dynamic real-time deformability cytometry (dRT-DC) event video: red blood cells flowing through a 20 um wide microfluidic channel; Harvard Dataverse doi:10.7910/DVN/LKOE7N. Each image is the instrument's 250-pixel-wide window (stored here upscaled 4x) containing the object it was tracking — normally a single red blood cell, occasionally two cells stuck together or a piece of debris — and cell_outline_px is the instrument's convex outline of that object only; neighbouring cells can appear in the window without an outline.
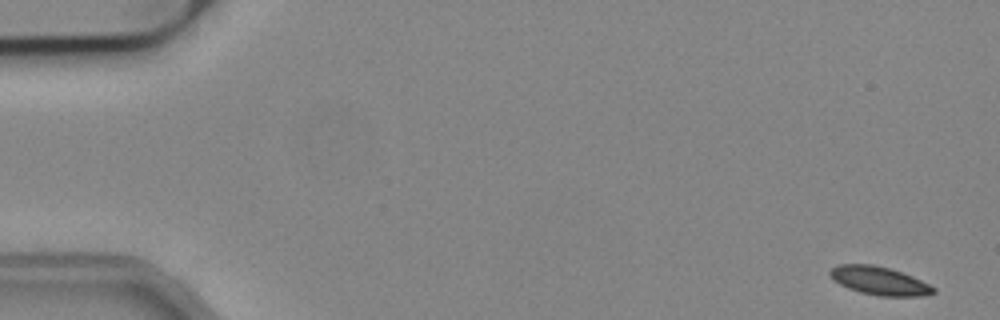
{"species": "common noctule bat (a hibernating species)", "species_latin": "Nyctalus noctula", "temperature_condition": "cold", "stored_images_in_passage": 53, "camera_frame_rate_fps": 3000, "um_per_image_px": 0.085, "animal": {"sex": "male", "body_mass_g": 19.2, "forearm_length_mm": 51.8}, "frame": {"image": 1, "passage_image": 1, "time_ms": 0.0, "image_size_px": [1000, 320], "cell_outline_px": [[936, 292], [920, 296], [880, 296], [860, 292], [848, 288], [840, 284], [828, 272], [836, 264], [872, 264], [888, 268], [912, 276], [936, 288]], "centroid_in_image_um": [74.74, 23.86], "position_along_channel_um": 10.3, "area_um2": 16.82}}
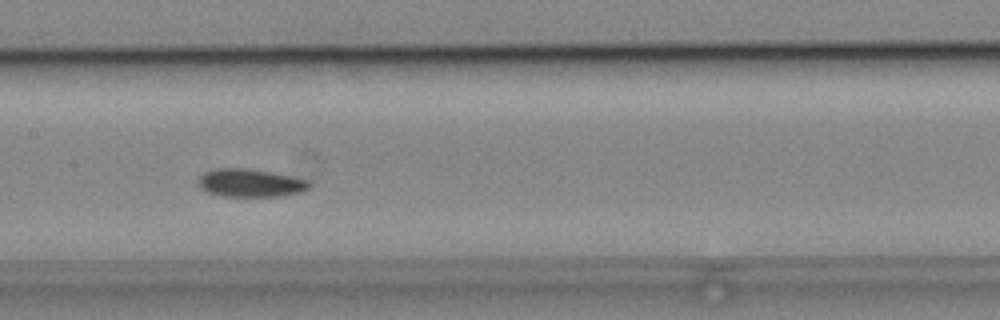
{"frame": {"image": 2, "passage_image": 26, "time_ms": 8.333, "image_size_px": [1000, 320], "cell_outline_px": [[312, 184], [308, 188], [300, 192], [284, 196], [220, 196], [208, 192], [200, 188], [200, 176], [204, 172], [212, 168], [248, 168], [272, 172], [292, 176], [308, 180]], "centroid_in_image_um": [21.29, 15.54], "position_along_channel_um": 186.1, "area_um2": 18.21}}
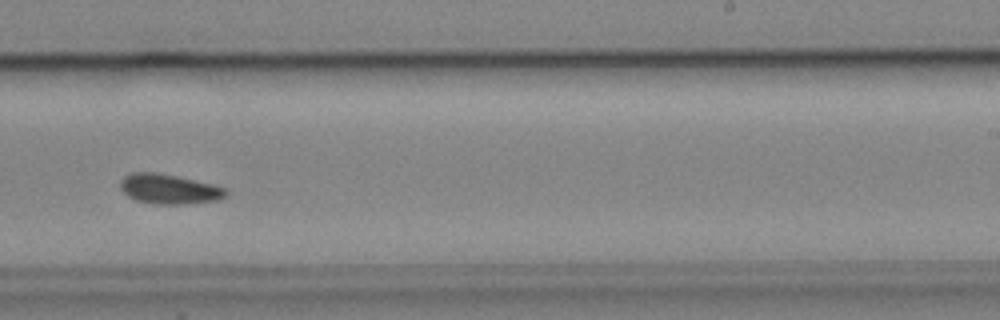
{"frame": {"image": 3, "passage_image": 33, "time_ms": 10.667, "image_size_px": [1000, 320], "cell_outline_px": [[228, 196], [216, 200], [188, 204], [152, 204], [136, 200], [128, 196], [120, 188], [120, 180], [124, 176], [132, 172], [156, 172], [176, 176], [212, 184], [224, 188], [228, 192]], "centroid_in_image_um": [14.35, 16.07], "position_along_channel_um": 274.6, "area_um2": 18.38}, "authors_computed_cell_mechanics": {"area_um2": 17.3978, "velocity_mm_per_s": 3.808, "shape_relaxation_time_tau1_ms": 2.5751, "shape_relaxation_time_tau2_ms": 7.548, "deformation_change_tau1": 0.0667, "deformation_change_tau2": 0.1092}}